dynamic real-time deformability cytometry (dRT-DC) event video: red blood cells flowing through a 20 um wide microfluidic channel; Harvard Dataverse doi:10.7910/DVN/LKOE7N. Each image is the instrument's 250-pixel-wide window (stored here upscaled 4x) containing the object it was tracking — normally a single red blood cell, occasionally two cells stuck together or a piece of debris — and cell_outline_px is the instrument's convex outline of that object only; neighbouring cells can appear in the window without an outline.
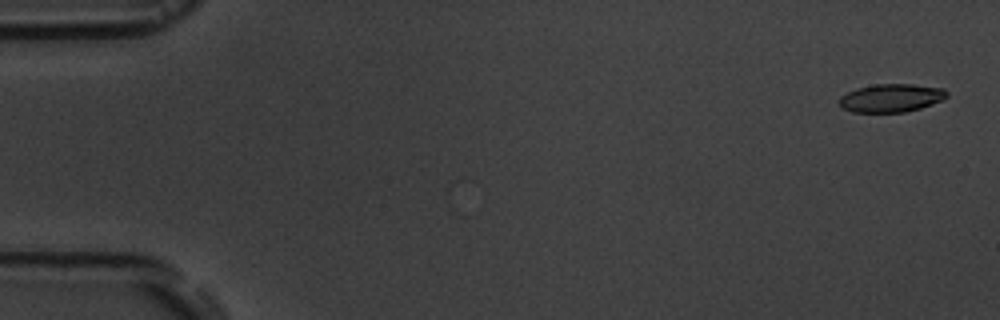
{"species": "common noctule bat (a hibernating species)", "species_latin": "Nyctalus noctula", "temperature_condition": "room temperature", "stored_images_in_passage": 6, "camera_frame_rate_fps": 3000, "um_per_image_px": 0.085, "animal": {"sex": "male", "body_mass_g": 19.5, "forearm_length_mm": 54.6}, "frame": {"image": 1, "passage_image": 1, "time_ms": 0.0, "image_size_px": [1000, 320], "cell_outline_px": [[948, 96], [944, 100], [920, 108], [904, 112], [852, 112], [844, 108], [840, 104], [840, 96], [856, 88], [876, 84], [912, 84], [944, 88], [948, 92]], "centroid_in_image_um": [75.79, 8.32], "position_along_channel_um": 9.2, "area_um2": 17.69}}
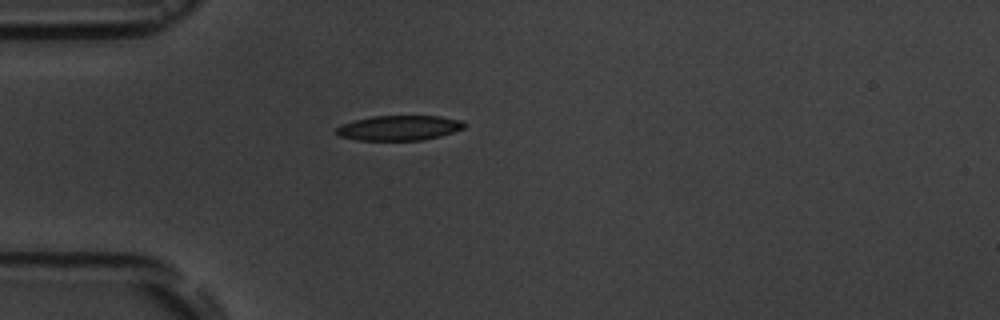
{"frame": {"image": 2, "passage_image": 5, "time_ms": 4.667, "image_size_px": [1000, 320], "cell_outline_px": [[464, 128], [440, 136], [420, 140], [356, 140], [340, 136], [336, 132], [336, 128], [340, 124], [352, 120], [372, 116], [440, 116], [460, 120], [464, 124]], "centroid_in_image_um": [33.87, 10.86], "position_along_channel_um": 51.1, "area_um2": 18.55}}